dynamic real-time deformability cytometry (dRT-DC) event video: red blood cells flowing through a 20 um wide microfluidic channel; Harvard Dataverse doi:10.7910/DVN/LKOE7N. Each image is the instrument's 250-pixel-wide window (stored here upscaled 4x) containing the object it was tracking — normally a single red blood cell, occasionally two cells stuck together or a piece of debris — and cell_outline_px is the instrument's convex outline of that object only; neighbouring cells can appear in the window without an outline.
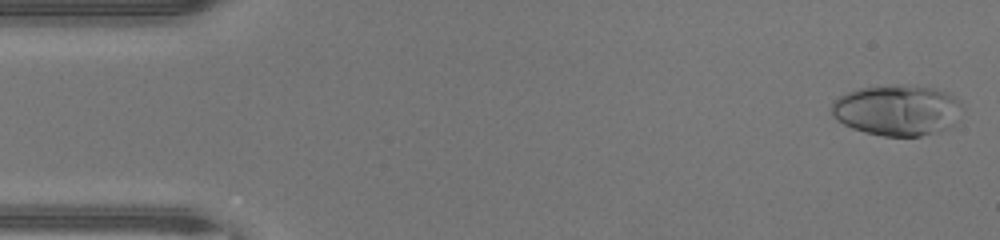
{"species": "human", "species_latin": "Homo sapiens", "temperature_condition": "warm", "stored_images_in_passage": 46, "camera_frame_rate_fps": 3000, "um_per_image_px": 0.085, "donor": {"sex": "male"}, "frame": {"image": 1, "passage_image": 1, "time_ms": 0.0, "image_size_px": [1000, 240], "cell_outline_px": [[964, 108], [952, 128], [940, 132], [920, 136], [884, 136], [864, 132], [852, 128], [836, 120], [832, 116], [832, 100], [848, 92], [860, 88], [904, 84], [932, 88], [948, 92], [956, 96], [960, 100]], "centroid_in_image_um": [76.32, 9.37], "position_along_channel_um": 8.7, "area_um2": 39.3}}
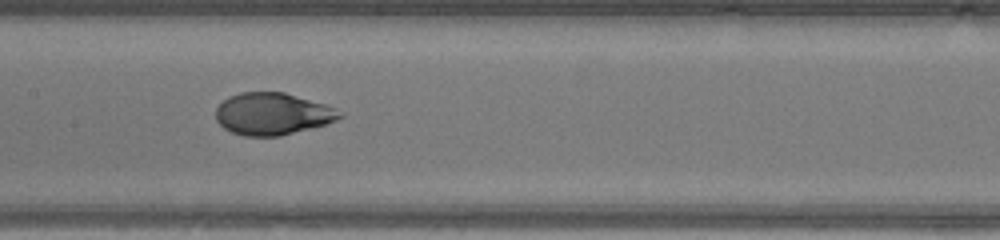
{"frame": {"image": 2, "passage_image": 22, "time_ms": 7.0, "image_size_px": [1000, 240], "cell_outline_px": [[344, 116], [336, 120], [324, 124], [280, 136], [244, 136], [232, 132], [224, 128], [216, 120], [216, 108], [228, 96], [240, 92], [284, 92], [324, 104], [336, 108], [344, 112]], "centroid_in_image_um": [23.16, 9.67], "position_along_channel_um": 184.2, "area_um2": 30.29}}
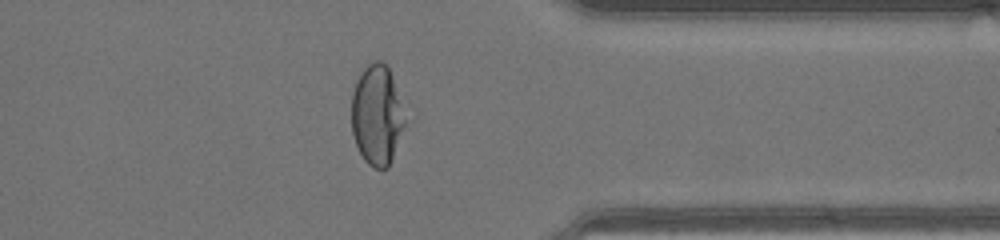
{"frame": {"image": 3, "passage_image": 36, "time_ms": 11.667, "image_size_px": [1000, 240], "cell_outline_px": [[408, 120], [388, 168], [372, 168], [364, 160], [356, 144], [352, 132], [352, 92], [356, 80], [364, 64], [372, 60], [380, 60], [388, 68], [392, 76]], "centroid_in_image_um": [32.05, 9.75], "position_along_channel_um": 379.3, "area_um2": 31.67}, "authors_computed_cell_mechanics": {"area_um2": 33.3217, "velocity_mm_per_s": 4.4099, "shape_relaxation_time_tau1_ms": 5.3696, "shape_relaxation_time_tau2_ms": null, "deformation_change_tau1": 0.2929, "deformation_change_tau2": null}}